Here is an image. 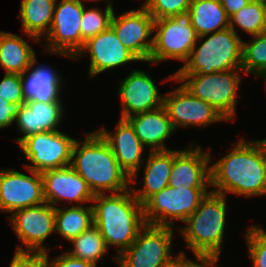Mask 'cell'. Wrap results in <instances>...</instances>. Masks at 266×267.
I'll use <instances>...</instances> for the list:
<instances>
[{
    "label": "cell",
    "instance_id": "1",
    "mask_svg": "<svg viewBox=\"0 0 266 267\" xmlns=\"http://www.w3.org/2000/svg\"><path fill=\"white\" fill-rule=\"evenodd\" d=\"M212 192L242 197L266 195V138H240L229 152L210 163Z\"/></svg>",
    "mask_w": 266,
    "mask_h": 267
},
{
    "label": "cell",
    "instance_id": "2",
    "mask_svg": "<svg viewBox=\"0 0 266 267\" xmlns=\"http://www.w3.org/2000/svg\"><path fill=\"white\" fill-rule=\"evenodd\" d=\"M93 220L107 248L115 247L116 258L137 238L146 225L143 205L134 197L131 189L121 193L95 194Z\"/></svg>",
    "mask_w": 266,
    "mask_h": 267
},
{
    "label": "cell",
    "instance_id": "3",
    "mask_svg": "<svg viewBox=\"0 0 266 267\" xmlns=\"http://www.w3.org/2000/svg\"><path fill=\"white\" fill-rule=\"evenodd\" d=\"M84 135L85 139L76 140L73 146L70 166L86 181L93 194L130 189V177L118 164L108 143L96 130Z\"/></svg>",
    "mask_w": 266,
    "mask_h": 267
},
{
    "label": "cell",
    "instance_id": "4",
    "mask_svg": "<svg viewBox=\"0 0 266 267\" xmlns=\"http://www.w3.org/2000/svg\"><path fill=\"white\" fill-rule=\"evenodd\" d=\"M227 196L210 191L178 227L187 249L205 257H220L227 225Z\"/></svg>",
    "mask_w": 266,
    "mask_h": 267
},
{
    "label": "cell",
    "instance_id": "5",
    "mask_svg": "<svg viewBox=\"0 0 266 267\" xmlns=\"http://www.w3.org/2000/svg\"><path fill=\"white\" fill-rule=\"evenodd\" d=\"M242 50L243 40L231 28L199 36L188 61L174 74L207 75L242 69Z\"/></svg>",
    "mask_w": 266,
    "mask_h": 267
},
{
    "label": "cell",
    "instance_id": "6",
    "mask_svg": "<svg viewBox=\"0 0 266 267\" xmlns=\"http://www.w3.org/2000/svg\"><path fill=\"white\" fill-rule=\"evenodd\" d=\"M242 69L202 74H170L166 81L181 83L193 96L209 103L227 122L237 116V95Z\"/></svg>",
    "mask_w": 266,
    "mask_h": 267
},
{
    "label": "cell",
    "instance_id": "7",
    "mask_svg": "<svg viewBox=\"0 0 266 267\" xmlns=\"http://www.w3.org/2000/svg\"><path fill=\"white\" fill-rule=\"evenodd\" d=\"M153 33L149 63L155 65L170 59L183 61L184 65L198 38L189 11L154 20Z\"/></svg>",
    "mask_w": 266,
    "mask_h": 267
},
{
    "label": "cell",
    "instance_id": "8",
    "mask_svg": "<svg viewBox=\"0 0 266 267\" xmlns=\"http://www.w3.org/2000/svg\"><path fill=\"white\" fill-rule=\"evenodd\" d=\"M210 191L211 189L208 188L167 186L143 204L145 222L150 225L173 228L176 221L183 224Z\"/></svg>",
    "mask_w": 266,
    "mask_h": 267
},
{
    "label": "cell",
    "instance_id": "9",
    "mask_svg": "<svg viewBox=\"0 0 266 267\" xmlns=\"http://www.w3.org/2000/svg\"><path fill=\"white\" fill-rule=\"evenodd\" d=\"M84 6L80 0H56L43 52L73 60L85 42L80 30Z\"/></svg>",
    "mask_w": 266,
    "mask_h": 267
},
{
    "label": "cell",
    "instance_id": "10",
    "mask_svg": "<svg viewBox=\"0 0 266 267\" xmlns=\"http://www.w3.org/2000/svg\"><path fill=\"white\" fill-rule=\"evenodd\" d=\"M175 228L146 224L117 258L118 267H161L172 254Z\"/></svg>",
    "mask_w": 266,
    "mask_h": 267
},
{
    "label": "cell",
    "instance_id": "11",
    "mask_svg": "<svg viewBox=\"0 0 266 267\" xmlns=\"http://www.w3.org/2000/svg\"><path fill=\"white\" fill-rule=\"evenodd\" d=\"M76 140L60 130L41 132L25 138L19 148L29 163L23 167L42 173L69 166Z\"/></svg>",
    "mask_w": 266,
    "mask_h": 267
},
{
    "label": "cell",
    "instance_id": "12",
    "mask_svg": "<svg viewBox=\"0 0 266 267\" xmlns=\"http://www.w3.org/2000/svg\"><path fill=\"white\" fill-rule=\"evenodd\" d=\"M22 245L16 251L44 252L50 247L44 241L55 232V207L47 202L14 211L7 216Z\"/></svg>",
    "mask_w": 266,
    "mask_h": 267
},
{
    "label": "cell",
    "instance_id": "13",
    "mask_svg": "<svg viewBox=\"0 0 266 267\" xmlns=\"http://www.w3.org/2000/svg\"><path fill=\"white\" fill-rule=\"evenodd\" d=\"M29 175L15 169L0 170V211H14L45 203L41 173L26 168Z\"/></svg>",
    "mask_w": 266,
    "mask_h": 267
},
{
    "label": "cell",
    "instance_id": "14",
    "mask_svg": "<svg viewBox=\"0 0 266 267\" xmlns=\"http://www.w3.org/2000/svg\"><path fill=\"white\" fill-rule=\"evenodd\" d=\"M163 106L175 131L178 128H206L226 120L209 104L193 96L180 84L163 96Z\"/></svg>",
    "mask_w": 266,
    "mask_h": 267
},
{
    "label": "cell",
    "instance_id": "15",
    "mask_svg": "<svg viewBox=\"0 0 266 267\" xmlns=\"http://www.w3.org/2000/svg\"><path fill=\"white\" fill-rule=\"evenodd\" d=\"M154 19L141 5L121 15L113 13L110 27L123 45L141 62H149L153 47Z\"/></svg>",
    "mask_w": 266,
    "mask_h": 267
},
{
    "label": "cell",
    "instance_id": "16",
    "mask_svg": "<svg viewBox=\"0 0 266 267\" xmlns=\"http://www.w3.org/2000/svg\"><path fill=\"white\" fill-rule=\"evenodd\" d=\"M87 53L90 55L87 73L90 80L107 70L122 67L131 62H141L123 45L111 27L86 40L73 60L79 61V58L86 56Z\"/></svg>",
    "mask_w": 266,
    "mask_h": 267
},
{
    "label": "cell",
    "instance_id": "17",
    "mask_svg": "<svg viewBox=\"0 0 266 267\" xmlns=\"http://www.w3.org/2000/svg\"><path fill=\"white\" fill-rule=\"evenodd\" d=\"M117 98L121 101L120 119L150 111L163 106L155 81L144 70H132L123 80H119Z\"/></svg>",
    "mask_w": 266,
    "mask_h": 267
},
{
    "label": "cell",
    "instance_id": "18",
    "mask_svg": "<svg viewBox=\"0 0 266 267\" xmlns=\"http://www.w3.org/2000/svg\"><path fill=\"white\" fill-rule=\"evenodd\" d=\"M189 146V147H188ZM183 150L174 149V162L168 186L177 188H211V149H202L200 144L189 143Z\"/></svg>",
    "mask_w": 266,
    "mask_h": 267
},
{
    "label": "cell",
    "instance_id": "19",
    "mask_svg": "<svg viewBox=\"0 0 266 267\" xmlns=\"http://www.w3.org/2000/svg\"><path fill=\"white\" fill-rule=\"evenodd\" d=\"M45 202L59 207L63 201L76 206L92 203L94 194L86 181L69 165L41 173Z\"/></svg>",
    "mask_w": 266,
    "mask_h": 267
},
{
    "label": "cell",
    "instance_id": "20",
    "mask_svg": "<svg viewBox=\"0 0 266 267\" xmlns=\"http://www.w3.org/2000/svg\"><path fill=\"white\" fill-rule=\"evenodd\" d=\"M116 131L109 132L105 126L96 131L108 143L120 167L130 177V185L136 184L135 177L140 173V168L144 163L143 154L147 148L141 143L133 127L126 119L116 122ZM143 160V161H142Z\"/></svg>",
    "mask_w": 266,
    "mask_h": 267
},
{
    "label": "cell",
    "instance_id": "21",
    "mask_svg": "<svg viewBox=\"0 0 266 267\" xmlns=\"http://www.w3.org/2000/svg\"><path fill=\"white\" fill-rule=\"evenodd\" d=\"M62 101L38 102L26 101L20 105L15 118L21 137L15 138L18 145L27 137L41 132L59 131L63 120L65 108Z\"/></svg>",
    "mask_w": 266,
    "mask_h": 267
},
{
    "label": "cell",
    "instance_id": "22",
    "mask_svg": "<svg viewBox=\"0 0 266 267\" xmlns=\"http://www.w3.org/2000/svg\"><path fill=\"white\" fill-rule=\"evenodd\" d=\"M35 55L29 68L21 77L23 96L26 101H38L43 103L62 101L60 95L64 89L62 76L52 66L37 64Z\"/></svg>",
    "mask_w": 266,
    "mask_h": 267
},
{
    "label": "cell",
    "instance_id": "23",
    "mask_svg": "<svg viewBox=\"0 0 266 267\" xmlns=\"http://www.w3.org/2000/svg\"><path fill=\"white\" fill-rule=\"evenodd\" d=\"M149 152L168 151L165 141L175 132L164 106L126 118Z\"/></svg>",
    "mask_w": 266,
    "mask_h": 267
},
{
    "label": "cell",
    "instance_id": "24",
    "mask_svg": "<svg viewBox=\"0 0 266 267\" xmlns=\"http://www.w3.org/2000/svg\"><path fill=\"white\" fill-rule=\"evenodd\" d=\"M142 166L143 184L141 189L130 185L134 197L143 205L151 196L168 186L170 171L174 162V149L149 152ZM145 164V165H144Z\"/></svg>",
    "mask_w": 266,
    "mask_h": 267
},
{
    "label": "cell",
    "instance_id": "25",
    "mask_svg": "<svg viewBox=\"0 0 266 267\" xmlns=\"http://www.w3.org/2000/svg\"><path fill=\"white\" fill-rule=\"evenodd\" d=\"M55 3L56 0H21L17 18L21 19L23 34L34 43L40 44L48 34Z\"/></svg>",
    "mask_w": 266,
    "mask_h": 267
},
{
    "label": "cell",
    "instance_id": "26",
    "mask_svg": "<svg viewBox=\"0 0 266 267\" xmlns=\"http://www.w3.org/2000/svg\"><path fill=\"white\" fill-rule=\"evenodd\" d=\"M35 55V50L23 37L0 30V66L5 73L21 75Z\"/></svg>",
    "mask_w": 266,
    "mask_h": 267
},
{
    "label": "cell",
    "instance_id": "27",
    "mask_svg": "<svg viewBox=\"0 0 266 267\" xmlns=\"http://www.w3.org/2000/svg\"><path fill=\"white\" fill-rule=\"evenodd\" d=\"M188 11L198 37L229 28V18L220 0H193Z\"/></svg>",
    "mask_w": 266,
    "mask_h": 267
},
{
    "label": "cell",
    "instance_id": "28",
    "mask_svg": "<svg viewBox=\"0 0 266 267\" xmlns=\"http://www.w3.org/2000/svg\"><path fill=\"white\" fill-rule=\"evenodd\" d=\"M94 225L93 206L87 204L55 208V232L70 242Z\"/></svg>",
    "mask_w": 266,
    "mask_h": 267
},
{
    "label": "cell",
    "instance_id": "29",
    "mask_svg": "<svg viewBox=\"0 0 266 267\" xmlns=\"http://www.w3.org/2000/svg\"><path fill=\"white\" fill-rule=\"evenodd\" d=\"M72 249L66 252L75 258L90 262L97 267L98 262L108 254V248L98 228L93 225L88 230L73 238Z\"/></svg>",
    "mask_w": 266,
    "mask_h": 267
},
{
    "label": "cell",
    "instance_id": "30",
    "mask_svg": "<svg viewBox=\"0 0 266 267\" xmlns=\"http://www.w3.org/2000/svg\"><path fill=\"white\" fill-rule=\"evenodd\" d=\"M237 27L250 35V37L258 35L266 30V14L263 5L249 3L247 6L233 14L229 18V28L238 34Z\"/></svg>",
    "mask_w": 266,
    "mask_h": 267
},
{
    "label": "cell",
    "instance_id": "31",
    "mask_svg": "<svg viewBox=\"0 0 266 267\" xmlns=\"http://www.w3.org/2000/svg\"><path fill=\"white\" fill-rule=\"evenodd\" d=\"M249 41H243L242 70L246 75L257 76L266 72V30Z\"/></svg>",
    "mask_w": 266,
    "mask_h": 267
},
{
    "label": "cell",
    "instance_id": "32",
    "mask_svg": "<svg viewBox=\"0 0 266 267\" xmlns=\"http://www.w3.org/2000/svg\"><path fill=\"white\" fill-rule=\"evenodd\" d=\"M115 9L106 7L104 11L101 8H87L84 6L81 18V38L86 41L91 37L97 36L99 33L110 27L111 19Z\"/></svg>",
    "mask_w": 266,
    "mask_h": 267
},
{
    "label": "cell",
    "instance_id": "33",
    "mask_svg": "<svg viewBox=\"0 0 266 267\" xmlns=\"http://www.w3.org/2000/svg\"><path fill=\"white\" fill-rule=\"evenodd\" d=\"M244 236L252 267H266V230L261 225H250Z\"/></svg>",
    "mask_w": 266,
    "mask_h": 267
},
{
    "label": "cell",
    "instance_id": "34",
    "mask_svg": "<svg viewBox=\"0 0 266 267\" xmlns=\"http://www.w3.org/2000/svg\"><path fill=\"white\" fill-rule=\"evenodd\" d=\"M193 0H147L142 6L154 20L172 17L175 14L188 11Z\"/></svg>",
    "mask_w": 266,
    "mask_h": 267
},
{
    "label": "cell",
    "instance_id": "35",
    "mask_svg": "<svg viewBox=\"0 0 266 267\" xmlns=\"http://www.w3.org/2000/svg\"><path fill=\"white\" fill-rule=\"evenodd\" d=\"M0 99L20 105L25 103L19 74L5 73L0 81Z\"/></svg>",
    "mask_w": 266,
    "mask_h": 267
},
{
    "label": "cell",
    "instance_id": "36",
    "mask_svg": "<svg viewBox=\"0 0 266 267\" xmlns=\"http://www.w3.org/2000/svg\"><path fill=\"white\" fill-rule=\"evenodd\" d=\"M9 267H47L44 252L15 251Z\"/></svg>",
    "mask_w": 266,
    "mask_h": 267
},
{
    "label": "cell",
    "instance_id": "37",
    "mask_svg": "<svg viewBox=\"0 0 266 267\" xmlns=\"http://www.w3.org/2000/svg\"><path fill=\"white\" fill-rule=\"evenodd\" d=\"M47 254V267H96L95 265L85 260L75 258L66 251L56 256L51 261L49 258V252Z\"/></svg>",
    "mask_w": 266,
    "mask_h": 267
},
{
    "label": "cell",
    "instance_id": "38",
    "mask_svg": "<svg viewBox=\"0 0 266 267\" xmlns=\"http://www.w3.org/2000/svg\"><path fill=\"white\" fill-rule=\"evenodd\" d=\"M20 104L10 103L0 99V129L15 124V118L19 112Z\"/></svg>",
    "mask_w": 266,
    "mask_h": 267
},
{
    "label": "cell",
    "instance_id": "39",
    "mask_svg": "<svg viewBox=\"0 0 266 267\" xmlns=\"http://www.w3.org/2000/svg\"><path fill=\"white\" fill-rule=\"evenodd\" d=\"M177 254L176 256L174 255L169 261L164 263L161 267H193V264L196 261L187 258L186 253H184L183 250Z\"/></svg>",
    "mask_w": 266,
    "mask_h": 267
},
{
    "label": "cell",
    "instance_id": "40",
    "mask_svg": "<svg viewBox=\"0 0 266 267\" xmlns=\"http://www.w3.org/2000/svg\"><path fill=\"white\" fill-rule=\"evenodd\" d=\"M222 7L225 9L226 15L230 18L233 14L247 6L249 0H220Z\"/></svg>",
    "mask_w": 266,
    "mask_h": 267
},
{
    "label": "cell",
    "instance_id": "41",
    "mask_svg": "<svg viewBox=\"0 0 266 267\" xmlns=\"http://www.w3.org/2000/svg\"><path fill=\"white\" fill-rule=\"evenodd\" d=\"M196 262L193 264V267H217L218 261H220V257H205L198 256L193 254Z\"/></svg>",
    "mask_w": 266,
    "mask_h": 267
},
{
    "label": "cell",
    "instance_id": "42",
    "mask_svg": "<svg viewBox=\"0 0 266 267\" xmlns=\"http://www.w3.org/2000/svg\"><path fill=\"white\" fill-rule=\"evenodd\" d=\"M80 1H81L83 4H85L84 1H87V2H89V1H90V2H91V1L93 2V1H94V2H95V1H96V2H98V1H100V0H80ZM103 1H106V2H105V3H106V4H105L106 7H112V8L114 7L113 4H112V3H113L112 0H103Z\"/></svg>",
    "mask_w": 266,
    "mask_h": 267
},
{
    "label": "cell",
    "instance_id": "43",
    "mask_svg": "<svg viewBox=\"0 0 266 267\" xmlns=\"http://www.w3.org/2000/svg\"><path fill=\"white\" fill-rule=\"evenodd\" d=\"M249 1H250V3H256V4L263 5L266 0H249Z\"/></svg>",
    "mask_w": 266,
    "mask_h": 267
},
{
    "label": "cell",
    "instance_id": "44",
    "mask_svg": "<svg viewBox=\"0 0 266 267\" xmlns=\"http://www.w3.org/2000/svg\"><path fill=\"white\" fill-rule=\"evenodd\" d=\"M258 78H263V80L266 82V72H263V73H259L257 75ZM266 85V84H265Z\"/></svg>",
    "mask_w": 266,
    "mask_h": 267
},
{
    "label": "cell",
    "instance_id": "45",
    "mask_svg": "<svg viewBox=\"0 0 266 267\" xmlns=\"http://www.w3.org/2000/svg\"><path fill=\"white\" fill-rule=\"evenodd\" d=\"M263 7H264L265 14H266V1L264 2Z\"/></svg>",
    "mask_w": 266,
    "mask_h": 267
}]
</instances>
